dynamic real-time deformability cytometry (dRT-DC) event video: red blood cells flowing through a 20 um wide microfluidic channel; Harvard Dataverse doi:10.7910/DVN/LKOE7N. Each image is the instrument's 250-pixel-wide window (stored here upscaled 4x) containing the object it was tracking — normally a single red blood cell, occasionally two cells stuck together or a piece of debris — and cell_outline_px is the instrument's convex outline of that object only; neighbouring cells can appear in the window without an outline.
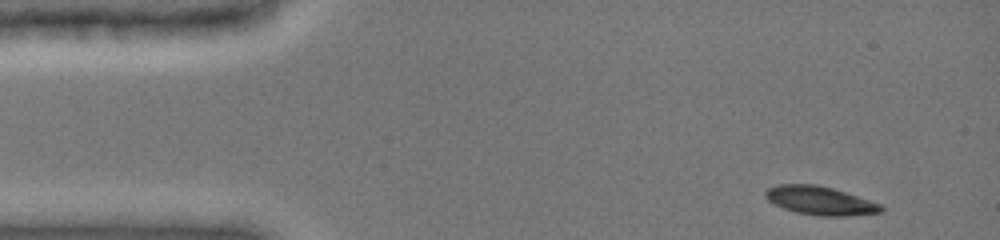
{"species": "common noctule bat (a hibernating species)", "species_latin": "Nyctalus noctula", "temperature_condition": "cold", "stored_images_in_passage": 11, "camera_frame_rate_fps": 3000, "um_per_image_px": 0.085, "animal": {"sex": "female", "body_mass_g": 19.0, "forearm_length_mm": 51.5}, "frame": {"image": 1, "passage_image": 1, "time_ms": 0.0, "image_size_px": [1000, 240], "cell_outline_px": [[884, 208], [880, 212], [844, 216], [816, 216], [796, 212], [784, 208], [768, 200], [764, 196], [764, 192], [768, 188], [780, 184], [816, 184], [832, 188], [880, 204]], "centroid_in_image_um": [69.66, 17.05], "position_along_channel_um": 15.3, "area_um2": 18.96}}